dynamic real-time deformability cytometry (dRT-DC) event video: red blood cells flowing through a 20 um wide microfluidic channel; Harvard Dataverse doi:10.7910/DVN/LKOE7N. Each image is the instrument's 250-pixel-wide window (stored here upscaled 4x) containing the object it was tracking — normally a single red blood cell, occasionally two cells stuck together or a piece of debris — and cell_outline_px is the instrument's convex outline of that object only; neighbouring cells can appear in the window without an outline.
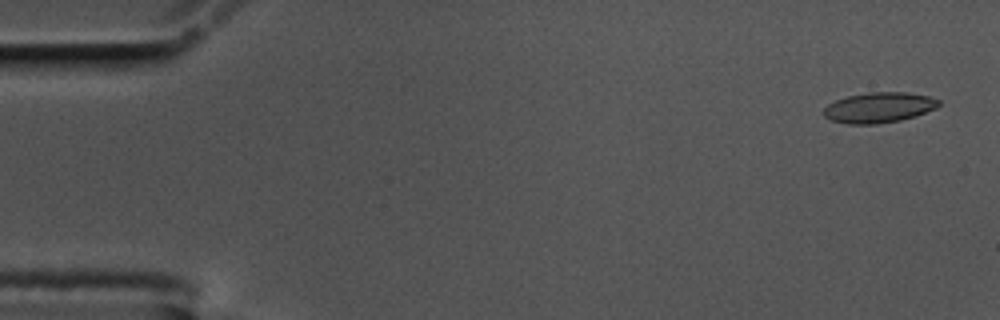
{"species": "common noctule bat (a hibernating species)", "species_latin": "Nyctalus noctula", "temperature_condition": "cold", "stored_images_in_passage": 58, "camera_frame_rate_fps": 3000, "um_per_image_px": 0.085, "animal": {"sex": "male", "body_mass_g": 17.5, "forearm_length_mm": 52.3}, "frame": {"image": 1, "passage_image": 3, "time_ms": 0.667, "image_size_px": [1000, 320], "cell_outline_px": [[940, 104], [936, 108], [916, 116], [900, 120], [876, 124], [848, 124], [828, 120], [820, 112], [828, 104], [836, 100], [848, 96], [868, 92], [904, 92], [928, 96], [940, 100]], "centroid_in_image_um": [74.67, 9.15], "position_along_channel_um": 10.3, "area_um2": 20.52}}
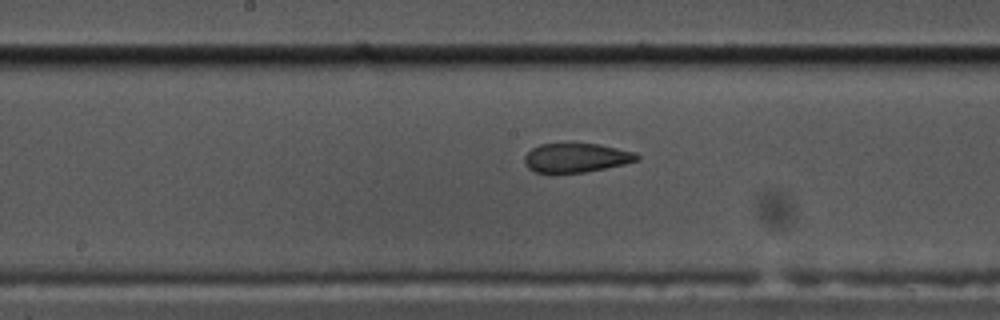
{"frame": {"image": 2, "passage_image": 30, "time_ms": 9.667, "image_size_px": [1000, 320], "cell_outline_px": [[640, 160], [624, 164], [584, 172], [556, 176], [552, 176], [532, 172], [524, 164], [524, 156], [532, 148], [540, 144], [600, 144], [636, 152], [640, 156]], "centroid_in_image_um": [48.92, 13.46], "position_along_channel_um": 199.3, "area_um2": 19.83}}
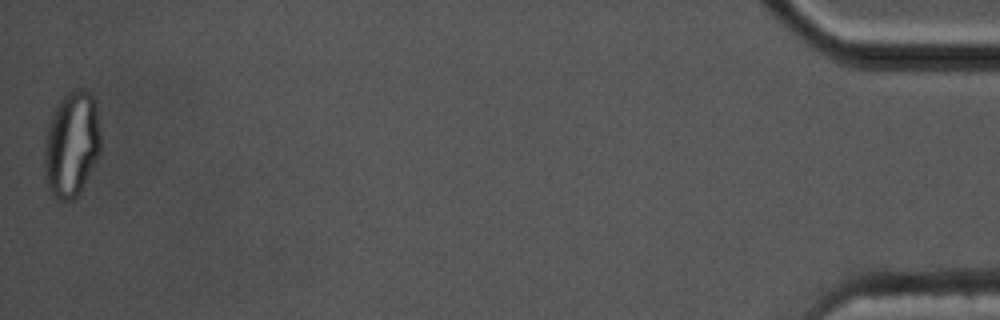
{"frame": {"image": 3, "passage_image": 58, "time_ms": 19.0, "image_size_px": [1000, 320], "cell_outline_px": [[100, 152], [80, 192], [72, 200], [56, 200], [48, 188], [44, 172], [44, 148], [48, 124], [60, 100], [72, 88], [84, 88], [92, 96], [96, 108], [100, 132]], "centroid_in_image_um": [6.07, 12.27], "position_along_channel_um": 429.1, "area_um2": 34.56}, "authors_computed_cell_mechanics": {"area_um2": 20.4612, "velocity_mm_per_s": 3.4805, "shape_relaxation_time_tau1_ms": null, "shape_relaxation_time_tau2_ms": 2.0952, "deformation_change_tau1": null, "deformation_change_tau2": 0.0766}}